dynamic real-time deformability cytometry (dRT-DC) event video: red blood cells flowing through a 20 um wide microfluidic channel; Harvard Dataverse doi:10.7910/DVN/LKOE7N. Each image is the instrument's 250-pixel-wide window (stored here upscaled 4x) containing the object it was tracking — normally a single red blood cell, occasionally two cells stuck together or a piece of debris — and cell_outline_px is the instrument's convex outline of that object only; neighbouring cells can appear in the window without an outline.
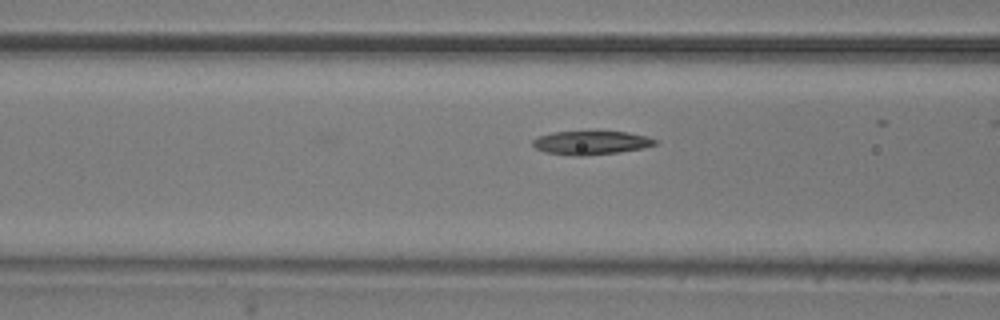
{"species": "common noctule bat (a hibernating species)", "species_latin": "Nyctalus noctula", "temperature_condition": "room temperature", "stored_images_in_passage": 3, "camera_frame_rate_fps": 3000, "um_per_image_px": 0.085, "animal": {"sex": "male", "body_mass_g": 20.5, "forearm_length_mm": 52.5}, "frame": {"image": 1, "passage_image": 3, "time_ms": 0.667, "image_size_px": [1000, 320], "cell_outline_px": [[656, 144], [644, 148], [620, 152], [584, 156], [572, 156], [544, 152], [536, 148], [532, 144], [532, 140], [540, 136], [552, 132], [628, 132], [644, 136], [656, 140]], "centroid_in_image_um": [50.21, 12.15], "position_along_channel_um": 116.4, "area_um2": 16.76}}